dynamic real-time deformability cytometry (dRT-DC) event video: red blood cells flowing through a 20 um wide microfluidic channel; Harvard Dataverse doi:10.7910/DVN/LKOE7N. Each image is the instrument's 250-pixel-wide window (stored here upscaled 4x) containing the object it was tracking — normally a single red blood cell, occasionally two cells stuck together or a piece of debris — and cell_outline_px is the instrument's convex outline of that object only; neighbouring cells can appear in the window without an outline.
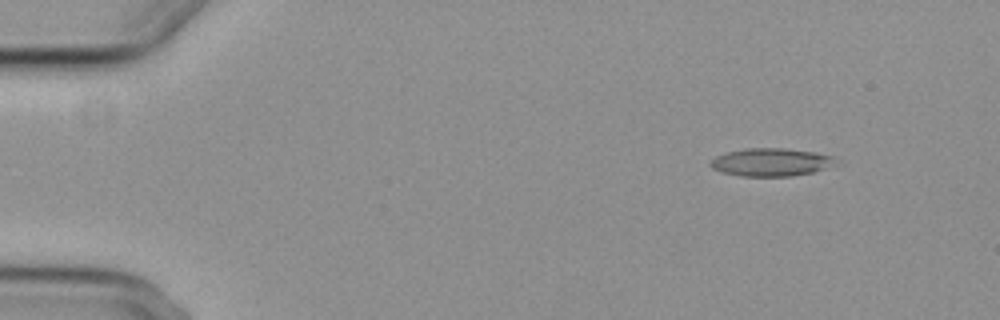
{"species": "common noctule bat (a hibernating species)", "species_latin": "Nyctalus noctula", "temperature_condition": "cold", "stored_images_in_passage": 5, "camera_frame_rate_fps": 3000, "um_per_image_px": 0.085, "animal": {"sex": "female", "body_mass_g": 29.2, "forearm_length_mm": 56.3}, "frame": {"image": 1, "passage_image": 2, "time_ms": 1.333, "image_size_px": [1000, 320], "cell_outline_px": [[832, 156], [820, 168], [812, 172], [792, 176], [740, 176], [720, 172], [712, 168], [708, 164], [716, 156], [728, 152], [744, 148], [784, 148], [812, 152]], "centroid_in_image_um": [65.31, 13.78], "position_along_channel_um": 19.7, "area_um2": 19.59}}
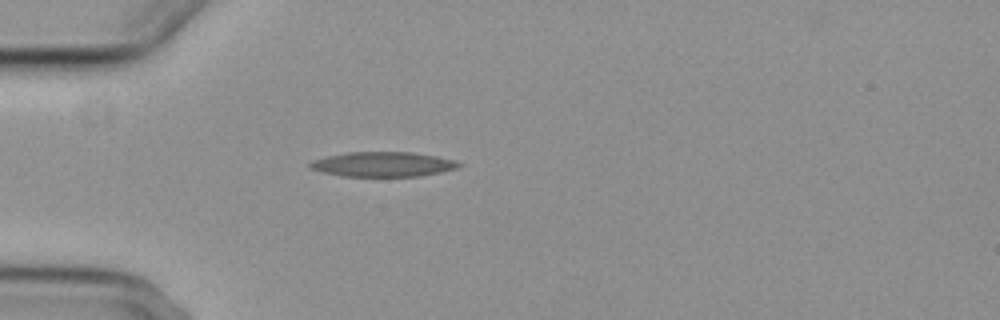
{"frame": {"image": 2, "passage_image": 5, "time_ms": 4.667, "image_size_px": [1000, 320], "cell_outline_px": [[464, 164], [460, 168], [420, 176], [344, 176], [324, 172], [308, 168], [308, 164], [312, 160], [328, 156], [348, 152], [412, 152], [436, 156], [456, 160]], "centroid_in_image_um": [32.6, 13.96], "position_along_channel_um": 52.4, "area_um2": 21.56}}